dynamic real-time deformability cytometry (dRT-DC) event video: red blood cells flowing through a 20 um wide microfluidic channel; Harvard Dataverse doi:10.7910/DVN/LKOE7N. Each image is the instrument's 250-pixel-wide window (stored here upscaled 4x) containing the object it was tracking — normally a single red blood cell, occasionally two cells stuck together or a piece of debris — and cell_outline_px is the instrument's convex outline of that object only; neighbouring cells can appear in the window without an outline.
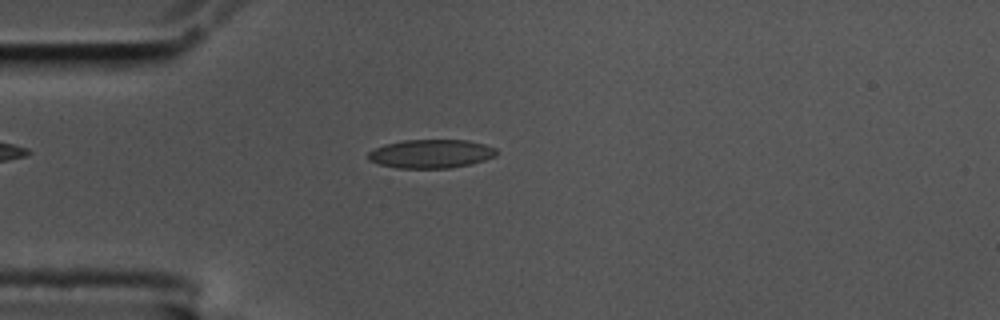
{"species": "common noctule bat (a hibernating species)", "species_latin": "Nyctalus noctula", "temperature_condition": "cold", "stored_images_in_passage": 53, "camera_frame_rate_fps": 3000, "um_per_image_px": 0.085, "animal": {"sex": "male", "body_mass_g": 17.5, "forearm_length_mm": 52.3}, "frame": {"image": 1, "passage_image": 10, "time_ms": 3.0, "image_size_px": [1000, 320], "cell_outline_px": [[496, 156], [472, 164], [452, 168], [396, 168], [380, 164], [368, 160], [368, 152], [384, 144], [404, 140], [468, 140], [484, 144], [496, 148]], "centroid_in_image_um": [36.64, 13.07], "position_along_channel_um": 48.4, "area_um2": 21.5}}
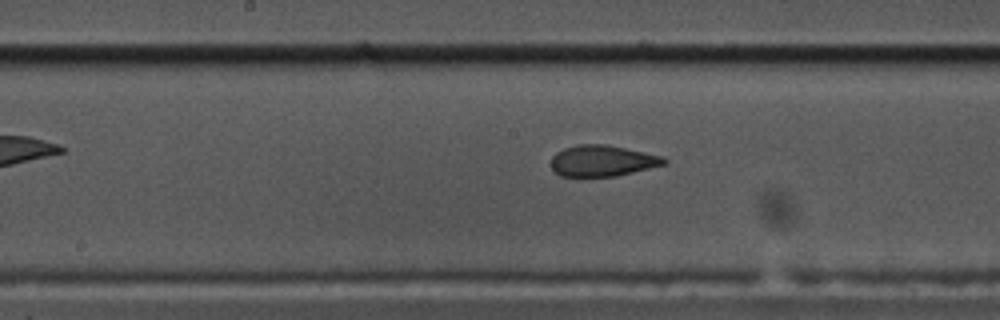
{"frame": {"image": 2, "passage_image": 24, "time_ms": 7.667, "image_size_px": [1000, 320], "cell_outline_px": [[668, 164], [616, 176], [560, 176], [552, 172], [552, 156], [556, 152], [564, 148], [576, 144], [604, 144], [664, 156], [668, 160]], "centroid_in_image_um": [51.21, 13.67], "position_along_channel_um": 197.0, "area_um2": 20.63}}
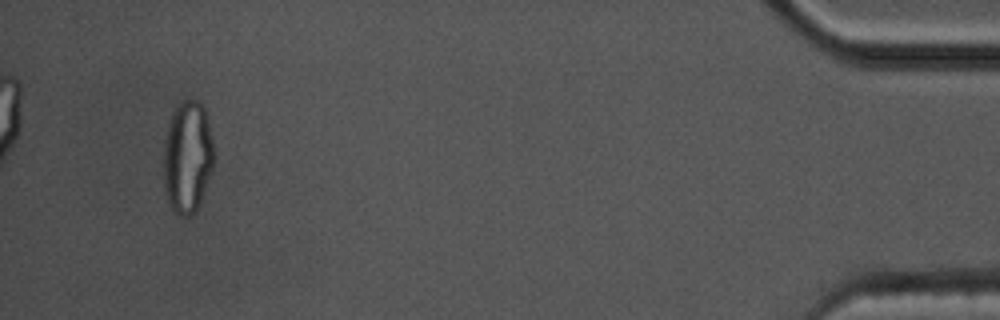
{"frame": {"image": 3, "passage_image": 50, "time_ms": 16.333, "image_size_px": [1000, 320], "cell_outline_px": [[216, 160], [200, 204], [196, 212], [188, 216], [180, 216], [172, 212], [164, 188], [164, 140], [168, 124], [172, 112], [184, 100], [196, 100], [204, 104], [216, 156]], "centroid_in_image_um": [15.96, 13.38], "position_along_channel_um": 419.2, "area_um2": 33.58}, "authors_computed_cell_mechanics": {"area_um2": 21.386, "velocity_mm_per_s": 3.4419, "shape_relaxation_time_tau1_ms": null, "shape_relaxation_time_tau2_ms": 2.0137, "deformation_change_tau1": null, "deformation_change_tau2": 0.0595}}